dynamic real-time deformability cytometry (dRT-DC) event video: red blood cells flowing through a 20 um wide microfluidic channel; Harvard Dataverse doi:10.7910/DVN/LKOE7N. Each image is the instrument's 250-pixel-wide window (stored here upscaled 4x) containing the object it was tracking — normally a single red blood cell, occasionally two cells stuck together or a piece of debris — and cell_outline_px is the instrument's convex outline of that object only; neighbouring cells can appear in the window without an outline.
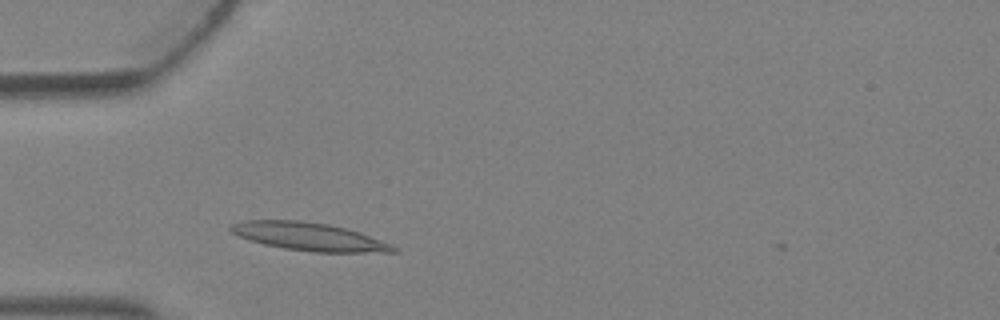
{"species": "Egyptian fruit bat (a non-hibernating species)", "species_latin": "Rousettus aegyptiacus", "temperature_condition": "warm", "stored_images_in_passage": 1, "camera_frame_rate_fps": 3000, "um_per_image_px": 0.085, "animal": {"sex": "female"}, "frame": {"image": 1, "passage_image": 1, "time_ms": 0.0, "image_size_px": [1000, 320], "cell_outline_px": [[396, 252], [316, 252], [284, 248], [264, 244], [248, 240], [232, 232], [228, 228], [232, 224], [244, 220], [300, 220], [328, 224], [360, 232], [392, 244], [396, 248]], "centroid_in_image_um": [26.26, 20.11], "position_along_channel_um": 58.7, "area_um2": 26.36}}